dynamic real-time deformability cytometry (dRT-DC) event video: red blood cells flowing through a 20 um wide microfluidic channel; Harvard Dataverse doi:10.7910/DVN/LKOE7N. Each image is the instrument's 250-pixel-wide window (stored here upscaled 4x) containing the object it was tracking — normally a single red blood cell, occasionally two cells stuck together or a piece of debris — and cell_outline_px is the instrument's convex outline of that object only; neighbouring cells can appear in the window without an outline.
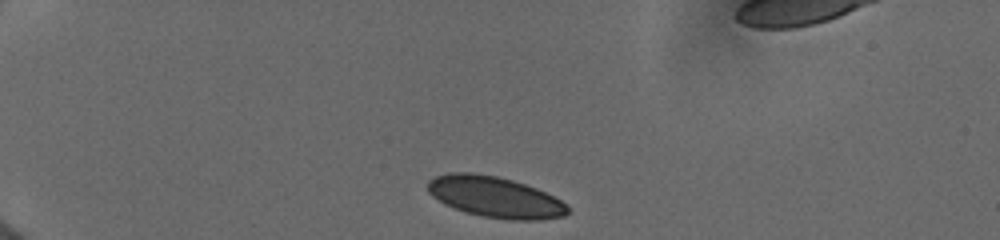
{"species": "human", "species_latin": "Homo sapiens", "temperature_condition": "cold", "stored_images_in_passage": 8, "camera_frame_rate_fps": 3000, "um_per_image_px": 0.085, "donor": {"sex": "female"}, "frame": {"image": 1, "passage_image": 1, "time_ms": 0.0, "image_size_px": [1000, 240], "cell_outline_px": [[572, 212], [564, 216], [540, 220], [512, 220], [484, 216], [464, 212], [444, 204], [432, 196], [428, 192], [428, 180], [436, 176], [448, 172], [472, 172], [496, 176], [512, 180], [536, 188], [560, 200]], "centroid_in_image_um": [42.05, 16.75], "position_along_channel_um": 42.9, "area_um2": 33.35}}
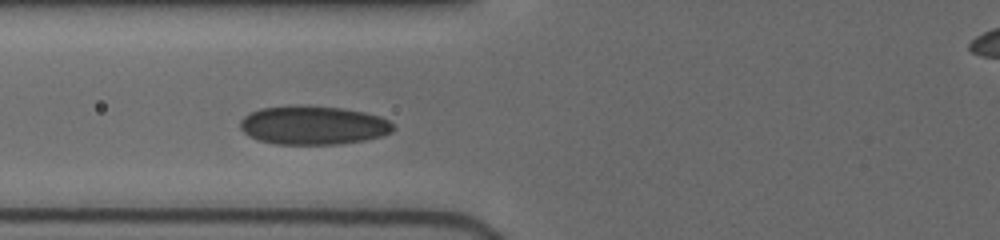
{"frame": {"image": 2, "passage_image": 5, "time_ms": 3.0, "image_size_px": [1000, 240], "cell_outline_px": [[396, 128], [392, 132], [380, 136], [364, 140], [336, 144], [276, 144], [260, 140], [248, 136], [240, 128], [240, 120], [244, 116], [260, 108], [296, 104], [300, 104], [340, 108], [364, 112], [380, 116], [388, 120]], "centroid_in_image_um": [26.61, 10.63], "position_along_channel_um": 99.2, "area_um2": 34.68}}
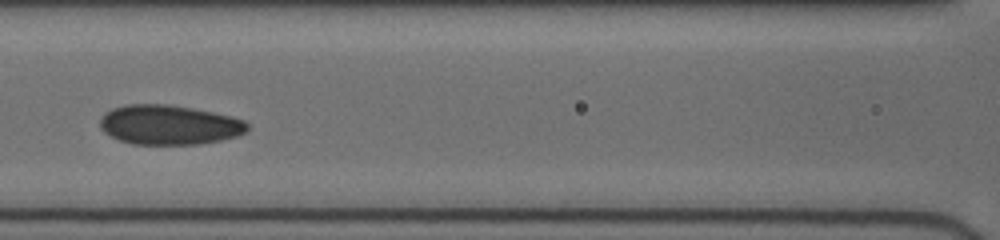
{"frame": {"image": 3, "passage_image": 7, "time_ms": 4.333, "image_size_px": [1000, 240], "cell_outline_px": [[248, 132], [236, 136], [220, 140], [200, 144], [132, 144], [120, 140], [104, 132], [100, 128], [100, 120], [104, 112], [112, 108], [128, 104], [168, 104], [192, 108], [232, 116], [244, 120], [248, 124]], "centroid_in_image_um": [14.38, 10.6], "position_along_channel_um": 152.2, "area_um2": 34.1}}